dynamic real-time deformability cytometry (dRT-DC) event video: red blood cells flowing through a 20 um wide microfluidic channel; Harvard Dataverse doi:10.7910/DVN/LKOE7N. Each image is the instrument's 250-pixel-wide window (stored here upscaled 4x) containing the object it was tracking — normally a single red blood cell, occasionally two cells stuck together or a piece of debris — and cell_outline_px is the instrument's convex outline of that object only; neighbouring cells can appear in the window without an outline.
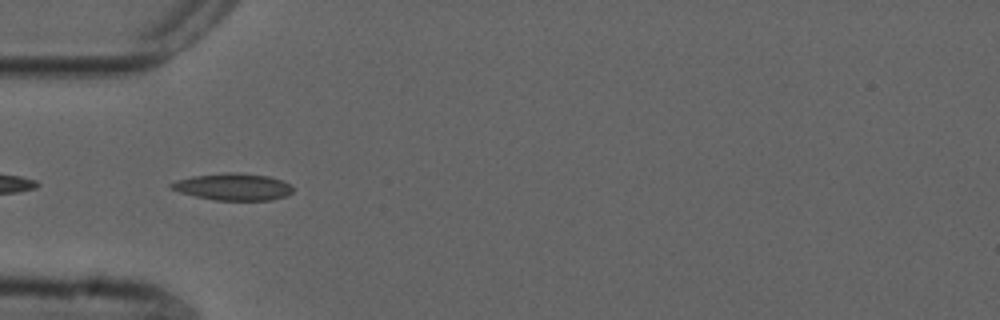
{"species": "common noctule bat (a hibernating species)", "species_latin": "Nyctalus noctula", "temperature_condition": "cold", "stored_images_in_passage": 12, "camera_frame_rate_fps": 3000, "um_per_image_px": 0.085, "animal": {"sex": "male", "forearm_length_mm": 52.5}, "frame": {"image": 1, "passage_image": 2, "time_ms": 0.333, "image_size_px": [1000, 320], "cell_outline_px": [[292, 192], [284, 196], [272, 200], [212, 200], [180, 192], [168, 188], [168, 184], [176, 180], [192, 176], [224, 172], [236, 172], [268, 176], [280, 180], [288, 184], [292, 188]], "centroid_in_image_um": [19.74, 15.87], "position_along_channel_um": 65.3, "area_um2": 19.07}}
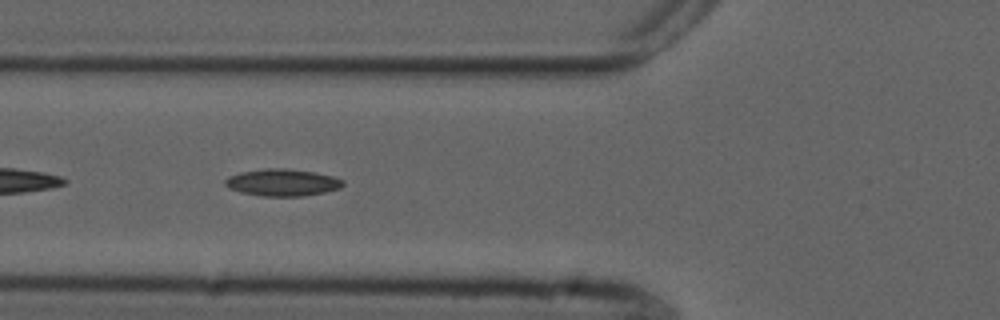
{"frame": {"image": 2, "passage_image": 5, "time_ms": 1.333, "image_size_px": [1000, 320], "cell_outline_px": [[344, 184], [340, 188], [324, 192], [300, 196], [264, 196], [240, 192], [228, 188], [224, 184], [224, 180], [228, 176], [240, 172], [264, 168], [288, 168], [312, 172], [332, 176], [344, 180]], "centroid_in_image_um": [23.96, 15.5], "position_along_channel_um": 101.8, "area_um2": 18.55}}
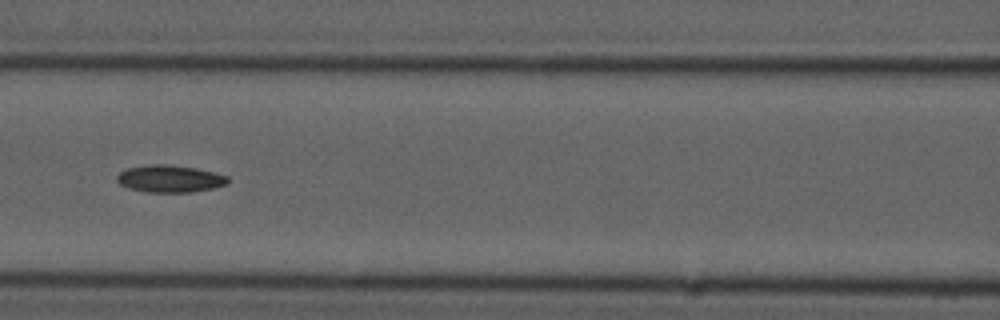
{"frame": {"image": 3, "passage_image": 9, "time_ms": 2.667, "image_size_px": [1000, 320], "cell_outline_px": [[228, 184], [212, 188], [192, 192], [148, 192], [128, 188], [120, 184], [116, 180], [116, 176], [120, 172], [128, 168], [148, 164], [168, 164], [196, 168], [228, 176]], "centroid_in_image_um": [14.42, 15.19], "position_along_channel_um": 152.2, "area_um2": 17.57}}